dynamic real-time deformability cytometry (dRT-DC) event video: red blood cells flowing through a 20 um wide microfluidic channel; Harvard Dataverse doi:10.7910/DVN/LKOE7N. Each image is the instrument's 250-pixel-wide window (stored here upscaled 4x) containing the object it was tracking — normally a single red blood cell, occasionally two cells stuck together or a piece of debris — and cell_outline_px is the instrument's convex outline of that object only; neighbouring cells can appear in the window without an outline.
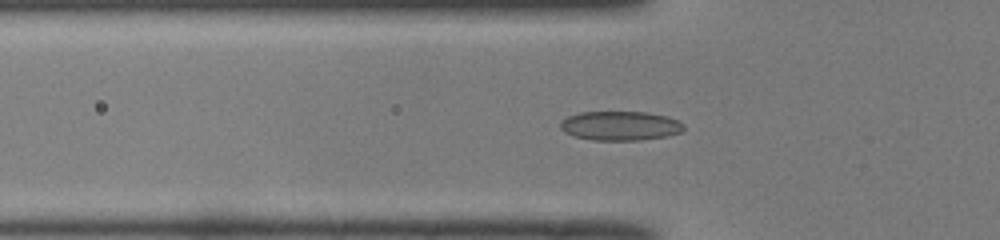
{"species": "common noctule bat (a hibernating species)", "species_latin": "Nyctalus noctula", "temperature_condition": "room temperature", "stored_images_in_passage": 32, "camera_frame_rate_fps": 3000, "um_per_image_px": 0.085, "animal": {"sex": "male", "body_mass_g": 19.0, "forearm_length_mm": 50.8}, "frame": {"image": 1, "passage_image": 15, "time_ms": 4.667, "image_size_px": [1000, 240], "cell_outline_px": [[684, 128], [680, 132], [668, 136], [640, 140], [592, 140], [576, 136], [564, 132], [560, 128], [560, 120], [568, 116], [580, 112], [648, 112], [668, 116], [684, 124]], "centroid_in_image_um": [52.71, 10.69], "position_along_channel_um": 73.1, "area_um2": 21.1}}
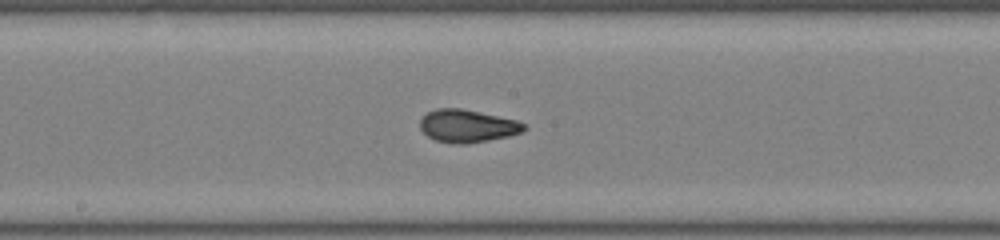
{"frame": {"image": 2, "passage_image": 25, "time_ms": 8.0, "image_size_px": [1000, 240], "cell_outline_px": [[528, 128], [520, 132], [508, 136], [468, 144], [452, 144], [436, 140], [428, 136], [420, 128], [420, 120], [428, 112], [436, 108], [460, 108], [480, 112], [516, 120], [524, 124]], "centroid_in_image_um": [39.71, 10.71], "position_along_channel_um": 208.5, "area_um2": 19.71}}
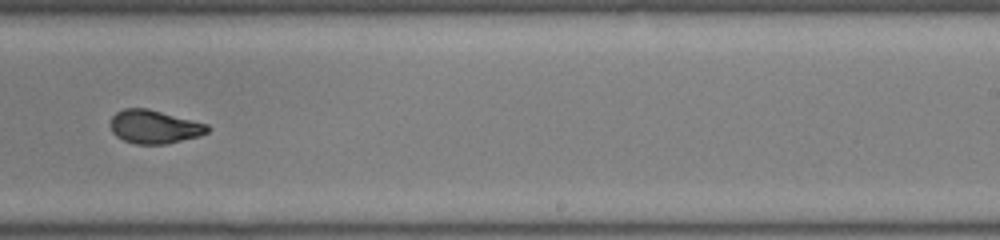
{"frame": {"image": 3, "passage_image": 30, "time_ms": 9.667, "image_size_px": [1000, 240], "cell_outline_px": [[212, 128], [208, 132], [200, 136], [168, 144], [136, 144], [124, 140], [116, 136], [112, 132], [108, 124], [112, 116], [116, 112], [124, 108], [148, 108], [208, 124]], "centroid_in_image_um": [13.12, 10.78], "position_along_channel_um": 275.9, "area_um2": 19.25}}